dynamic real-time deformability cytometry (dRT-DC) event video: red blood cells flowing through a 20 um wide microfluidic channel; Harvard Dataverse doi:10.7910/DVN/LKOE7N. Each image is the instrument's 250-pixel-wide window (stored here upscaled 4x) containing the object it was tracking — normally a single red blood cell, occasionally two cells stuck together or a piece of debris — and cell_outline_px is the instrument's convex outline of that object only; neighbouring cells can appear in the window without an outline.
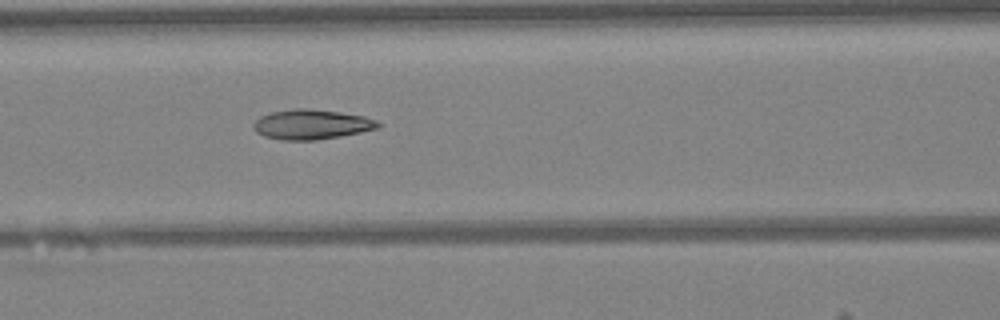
{"species": "Egyptian fruit bat (a non-hibernating species)", "species_latin": "Rousettus aegyptiacus", "temperature_condition": "warm", "stored_images_in_passage": 33, "camera_frame_rate_fps": 3000, "um_per_image_px": 0.085, "animal": {"sex": "female"}, "frame": {"image": 1, "passage_image": 10, "time_ms": 3.0, "image_size_px": [1000, 320], "cell_outline_px": [[380, 124], [376, 128], [360, 132], [340, 136], [316, 140], [280, 140], [264, 136], [256, 132], [252, 128], [252, 124], [260, 116], [272, 112], [296, 108], [304, 108], [340, 112], [364, 116], [376, 120]], "centroid_in_image_um": [26.43, 10.58], "position_along_channel_um": 140.2, "area_um2": 21.56}}
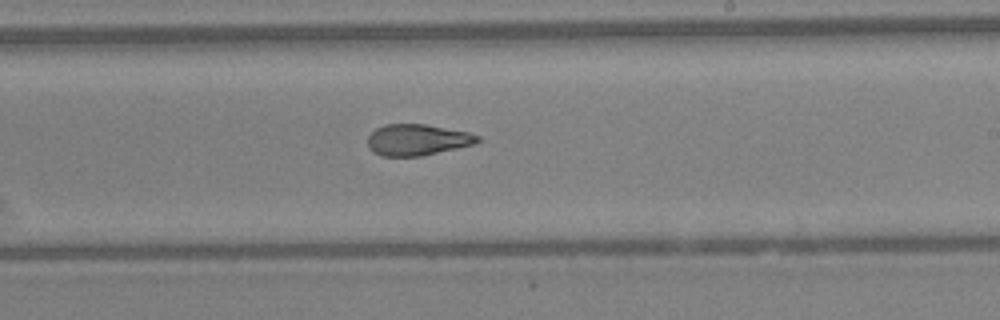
{"frame": {"image": 2, "passage_image": 18, "time_ms": 5.667, "image_size_px": [1000, 320], "cell_outline_px": [[480, 140], [472, 144], [456, 148], [420, 156], [380, 156], [372, 152], [368, 148], [368, 136], [376, 128], [384, 124], [424, 124], [468, 132], [480, 136]], "centroid_in_image_um": [35.42, 11.88], "position_along_channel_um": 253.6, "area_um2": 19.88}}
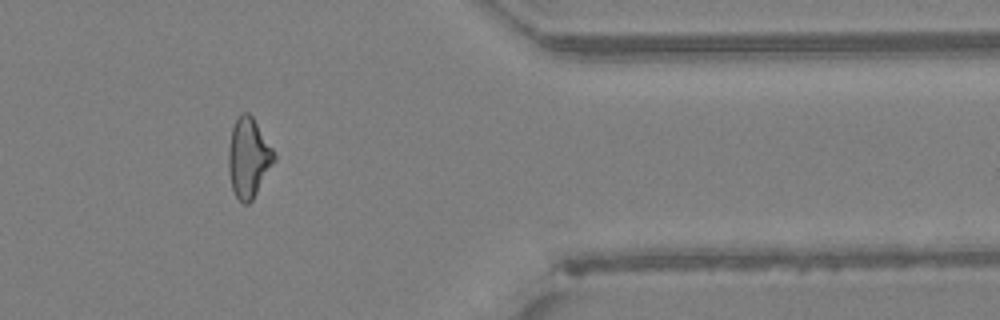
{"frame": {"image": 3, "passage_image": 29, "time_ms": 9.333, "image_size_px": [1000, 320], "cell_outline_px": [[276, 160], [252, 200], [248, 204], [244, 204], [236, 196], [232, 188], [228, 168], [228, 148], [232, 128], [240, 112], [248, 112], [252, 116], [272, 148], [276, 156]], "centroid_in_image_um": [21.12, 13.4], "position_along_channel_um": 390.3, "area_um2": 21.04}, "authors_computed_cell_mechanics": {"area_um2": 20.9814, "velocity_mm_per_s": 4.2778, "shape_relaxation_time_tau1_ms": 9.7895, "shape_relaxation_time_tau2_ms": 3.001, "deformation_change_tau1": 0.2338, "deformation_change_tau2": 0.0884}}